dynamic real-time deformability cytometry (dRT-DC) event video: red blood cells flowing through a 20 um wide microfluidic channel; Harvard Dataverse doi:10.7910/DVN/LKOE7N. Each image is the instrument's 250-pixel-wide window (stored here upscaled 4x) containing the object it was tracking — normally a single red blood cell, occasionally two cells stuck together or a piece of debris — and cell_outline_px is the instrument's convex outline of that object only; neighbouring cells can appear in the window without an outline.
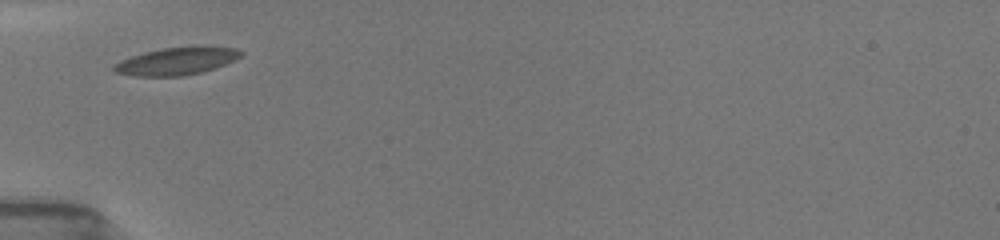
{"species": "common noctule bat (a hibernating species)", "species_latin": "Nyctalus noctula", "temperature_condition": "room temperature", "stored_images_in_passage": 3, "camera_frame_rate_fps": 3000, "um_per_image_px": 0.085, "animal": {"sex": "female", "body_mass_g": 19.5, "forearm_length_mm": 54.1}, "frame": {"image": 1, "passage_image": 1, "time_ms": 0.0, "image_size_px": [1000, 240], "cell_outline_px": [[244, 52], [236, 60], [216, 68], [204, 72], [184, 76], [132, 76], [116, 72], [112, 68], [112, 64], [120, 60], [144, 52], [164, 48], [196, 44], [208, 44], [236, 48]], "centroid_in_image_um": [15.09, 5.16], "position_along_channel_um": 69.9, "area_um2": 21.21}}